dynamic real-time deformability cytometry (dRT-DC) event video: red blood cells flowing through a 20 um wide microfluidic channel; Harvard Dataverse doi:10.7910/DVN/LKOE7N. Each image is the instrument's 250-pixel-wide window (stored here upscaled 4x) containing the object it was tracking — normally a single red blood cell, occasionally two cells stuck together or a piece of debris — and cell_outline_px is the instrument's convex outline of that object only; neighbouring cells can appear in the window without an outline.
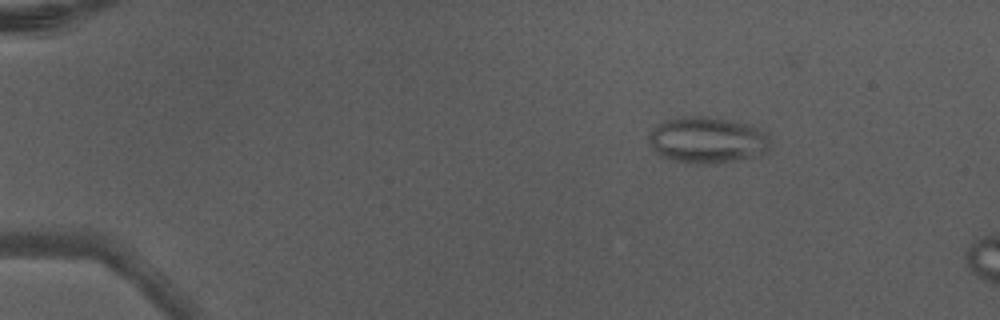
{"species": "Egyptian fruit bat (a non-hibernating species)", "species_latin": "Rousettus aegyptiacus", "temperature_condition": "warm", "stored_images_in_passage": 5, "camera_frame_rate_fps": 3000, "um_per_image_px": 0.085, "animal": {"sex": "male"}, "frame": {"image": 1, "passage_image": 3, "time_ms": 0.667, "image_size_px": [1000, 320], "cell_outline_px": [[768, 152], [760, 156], [740, 160], [716, 164], [700, 164], [672, 160], [660, 156], [652, 148], [648, 140], [648, 136], [652, 128], [656, 124], [676, 116], [708, 116], [748, 124], [764, 132], [768, 136]], "centroid_in_image_um": [60.09, 11.91], "position_along_channel_um": 24.9, "area_um2": 33.23}}